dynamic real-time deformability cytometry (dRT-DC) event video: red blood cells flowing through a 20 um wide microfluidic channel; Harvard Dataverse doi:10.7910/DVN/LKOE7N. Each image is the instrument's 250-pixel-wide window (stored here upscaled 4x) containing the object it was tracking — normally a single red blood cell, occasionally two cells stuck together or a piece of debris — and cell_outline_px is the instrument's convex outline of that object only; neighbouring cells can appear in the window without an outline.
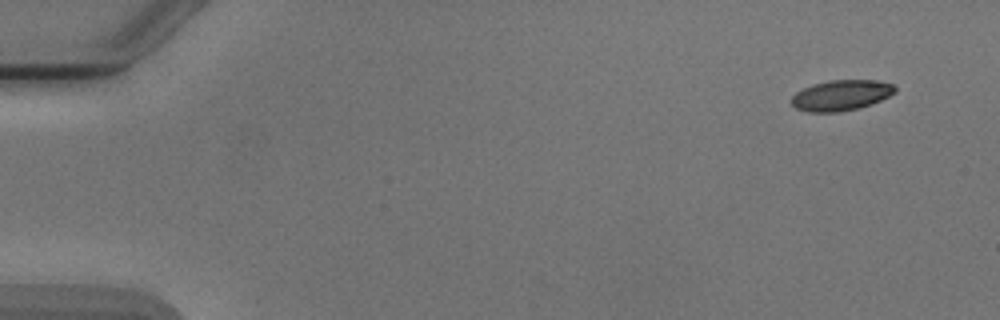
{"species": "Egyptian fruit bat (a non-hibernating species)", "species_latin": "Rousettus aegyptiacus", "temperature_condition": "cold", "stored_images_in_passage": 6, "camera_frame_rate_fps": 3000, "um_per_image_px": 0.085, "animal": {"sex": "male"}, "frame": {"image": 1, "passage_image": 1, "time_ms": 0.0, "image_size_px": [1000, 320], "cell_outline_px": [[896, 92], [872, 104], [860, 108], [840, 112], [808, 112], [796, 108], [792, 104], [792, 96], [796, 92], [812, 84], [828, 80], [876, 80], [892, 84], [896, 88]], "centroid_in_image_um": [71.49, 8.1], "position_along_channel_um": 13.5, "area_um2": 18.5}}
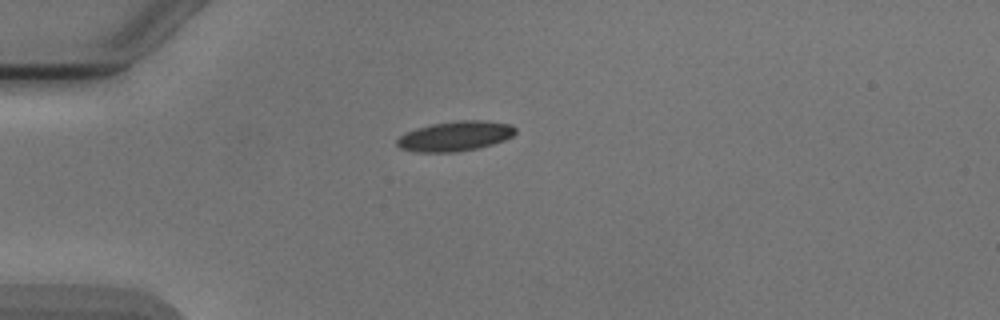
{"frame": {"image": 2, "passage_image": 4, "time_ms": 3.667, "image_size_px": [1000, 320], "cell_outline_px": [[516, 132], [512, 136], [504, 140], [492, 144], [476, 148], [456, 152], [416, 152], [400, 148], [396, 144], [396, 140], [404, 132], [416, 128], [432, 124], [460, 120], [480, 120], [512, 124], [516, 128]], "centroid_in_image_um": [38.67, 11.57], "position_along_channel_um": 46.3, "area_um2": 20.63}}
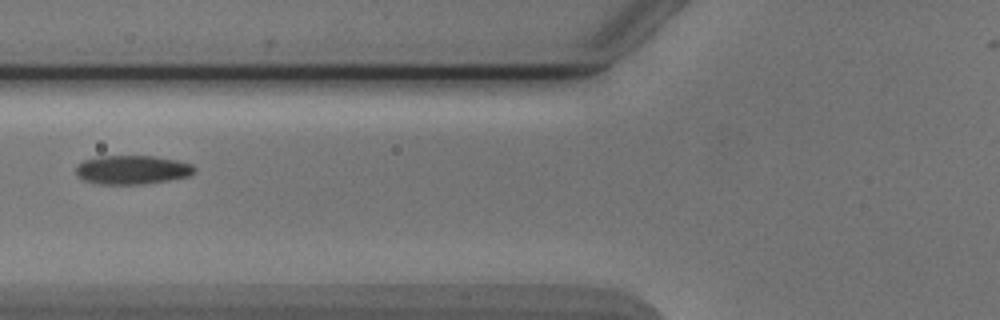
{"frame": {"image": 3, "passage_image": 6, "time_ms": 6.0, "image_size_px": [1000, 320], "cell_outline_px": [[196, 172], [188, 176], [168, 180], [144, 184], [100, 184], [84, 180], [76, 176], [76, 164], [84, 160], [100, 156], [152, 156], [176, 160], [192, 164], [196, 168]], "centroid_in_image_um": [11.22, 14.43], "position_along_channel_um": 114.6, "area_um2": 20.0}}